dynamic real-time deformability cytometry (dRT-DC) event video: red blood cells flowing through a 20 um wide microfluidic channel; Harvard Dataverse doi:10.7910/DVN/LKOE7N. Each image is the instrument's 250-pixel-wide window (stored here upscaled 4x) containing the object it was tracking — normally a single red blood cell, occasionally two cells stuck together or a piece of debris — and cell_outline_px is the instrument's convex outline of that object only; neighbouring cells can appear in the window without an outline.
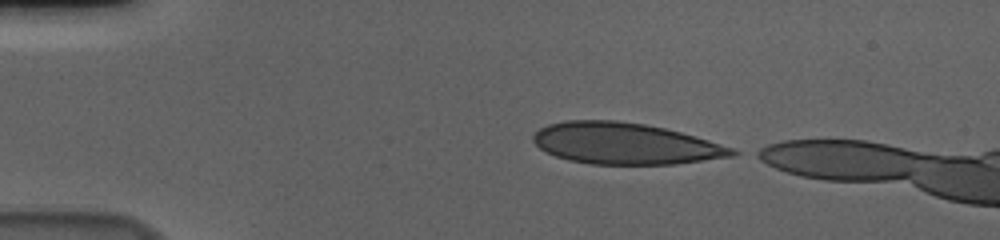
{"species": "human", "species_latin": "Homo sapiens", "temperature_condition": "cold", "stored_images_in_passage": 42, "camera_frame_rate_fps": 3000, "um_per_image_px": 0.085, "donor": {"sex": "male"}, "frame": {"image": 1, "passage_image": 1, "time_ms": 0.0, "image_size_px": [1000, 240], "cell_outline_px": [[740, 152], [736, 156], [676, 164], [592, 164], [568, 160], [556, 156], [540, 148], [532, 140], [532, 136], [540, 128], [548, 124], [564, 120], [616, 120], [644, 124], [664, 128], [696, 136], [732, 148]], "centroid_in_image_um": [53.14, 12.2], "position_along_channel_um": 31.9, "area_um2": 47.92}}
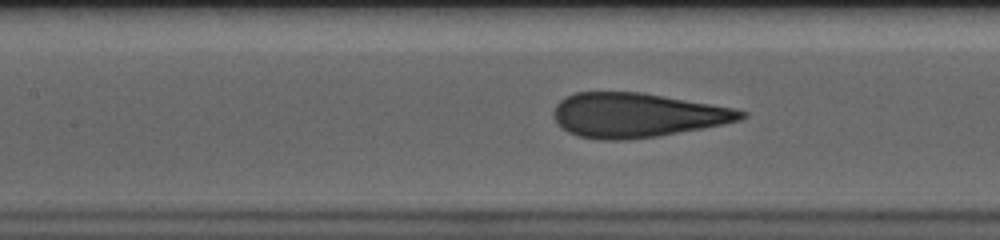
{"frame": {"image": 2, "passage_image": 16, "time_ms": 5.0, "image_size_px": [1000, 240], "cell_outline_px": [[748, 116], [740, 120], [724, 124], [656, 136], [624, 140], [600, 140], [576, 136], [568, 132], [552, 116], [552, 112], [556, 104], [560, 100], [576, 92], [640, 92], [736, 108], [748, 112]], "centroid_in_image_um": [54.14, 9.79], "position_along_channel_um": 153.3, "area_um2": 48.38}}
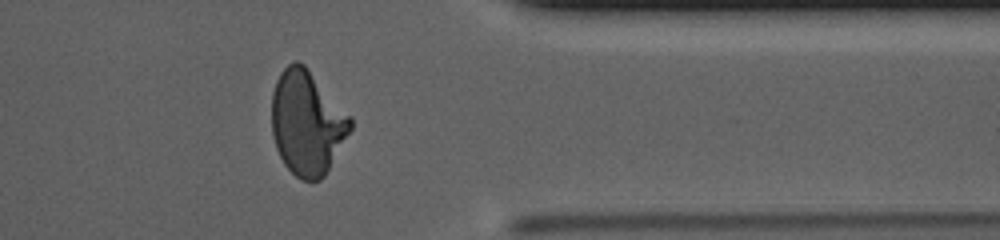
{"frame": {"image": 3, "passage_image": 36, "time_ms": 11.667, "image_size_px": [1000, 240], "cell_outline_px": [[352, 128], [324, 176], [320, 180], [300, 180], [284, 164], [276, 148], [272, 136], [272, 92], [276, 80], [280, 72], [288, 64], [296, 60], [304, 64], [352, 116]], "centroid_in_image_um": [26.09, 10.42], "position_along_channel_um": 385.3, "area_um2": 47.92}, "authors_computed_cell_mechanics": {"area_um2": 48.4364, "velocity_mm_per_s": 3.6455, "shape_relaxation_time_tau1_ms": 4.6051, "shape_relaxation_time_tau2_ms": null, "deformation_change_tau1": 0.1976, "deformation_change_tau2": null}}